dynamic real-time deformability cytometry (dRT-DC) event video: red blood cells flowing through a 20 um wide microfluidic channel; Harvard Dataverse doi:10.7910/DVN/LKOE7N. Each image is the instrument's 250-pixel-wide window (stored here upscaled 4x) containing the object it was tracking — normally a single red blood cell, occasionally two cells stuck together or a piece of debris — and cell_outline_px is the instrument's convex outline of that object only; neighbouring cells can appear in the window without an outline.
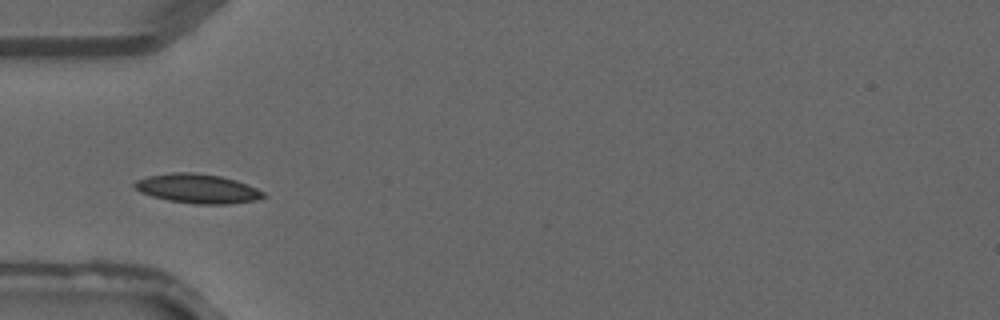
{"species": "common noctule bat (a hibernating species)", "species_latin": "Nyctalus noctula", "temperature_condition": "warm", "stored_images_in_passage": 22, "camera_frame_rate_fps": 3000, "um_per_image_px": 0.085, "animal": {"sex": "male", "forearm_length_mm": 52.5}, "frame": {"image": 1, "passage_image": 2, "time_ms": 0.333, "image_size_px": [1000, 320], "cell_outline_px": [[264, 196], [256, 200], [228, 204], [196, 204], [168, 200], [152, 196], [140, 192], [132, 188], [132, 184], [136, 180], [148, 176], [172, 172], [192, 172], [220, 176], [236, 180], [248, 184], [264, 192]], "centroid_in_image_um": [16.75, 16.03], "position_along_channel_um": 68.3, "area_um2": 22.02}}
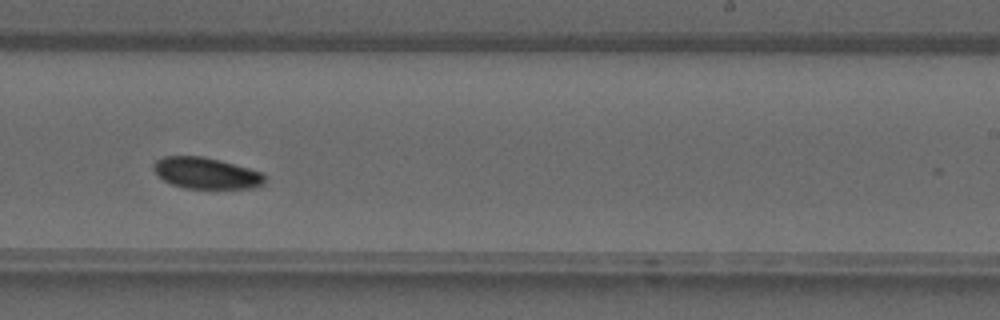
{"frame": {"image": 2, "passage_image": 14, "time_ms": 4.333, "image_size_px": [1000, 320], "cell_outline_px": [[264, 184], [256, 188], [184, 188], [172, 184], [164, 180], [152, 168], [152, 164], [156, 160], [164, 156], [204, 156], [220, 160], [248, 168], [260, 172], [264, 176]], "centroid_in_image_um": [17.51, 14.71], "position_along_channel_um": 271.5, "area_um2": 20.17}}
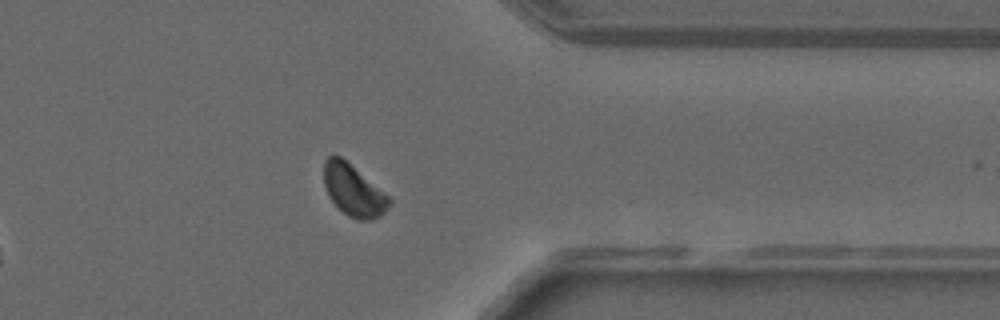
{"frame": {"image": 3, "passage_image": 21, "time_ms": 6.667, "image_size_px": [1000, 320], "cell_outline_px": [[392, 200], [388, 208], [380, 216], [368, 220], [356, 220], [348, 216], [328, 196], [324, 184], [324, 160], [328, 156], [340, 156], [388, 196]], "centroid_in_image_um": [30.03, 16.2], "position_along_channel_um": 381.4, "area_um2": 19.13}}